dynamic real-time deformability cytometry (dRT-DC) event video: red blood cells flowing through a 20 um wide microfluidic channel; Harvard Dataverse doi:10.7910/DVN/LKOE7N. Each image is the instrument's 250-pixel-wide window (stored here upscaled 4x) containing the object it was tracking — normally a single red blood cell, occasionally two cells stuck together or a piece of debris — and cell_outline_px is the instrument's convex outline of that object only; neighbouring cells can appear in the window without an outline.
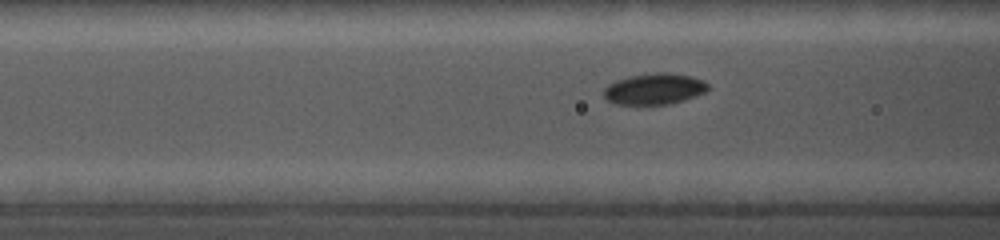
{"species": "common noctule bat (a hibernating species)", "species_latin": "Nyctalus noctula", "temperature_condition": "cold", "stored_images_in_passage": 47, "camera_frame_rate_fps": 5000, "um_per_image_px": 0.085, "animal": {"sex": "female", "body_mass_g": 19.0, "forearm_length_mm": 56.7}, "frame": {"image": 1, "passage_image": 12, "time_ms": 5.2, "image_size_px": [1000, 240], "cell_outline_px": [[708, 88], [704, 92], [684, 100], [668, 104], [616, 104], [608, 100], [604, 96], [604, 88], [608, 84], [616, 80], [632, 76], [660, 72], [668, 72], [692, 76], [704, 80], [708, 84]], "centroid_in_image_um": [55.63, 7.55], "position_along_channel_um": 111.0, "area_um2": 18.73}}
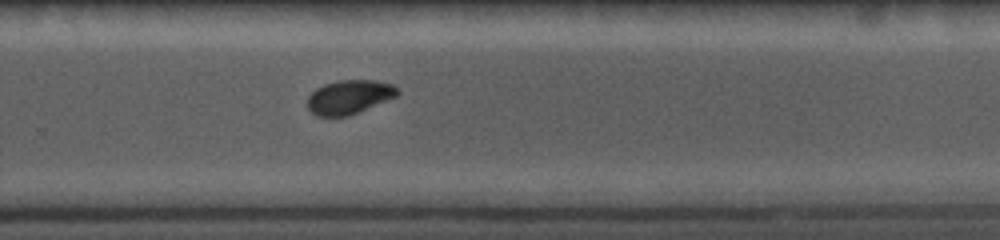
{"frame": {"image": 2, "passage_image": 26, "time_ms": 10.2, "image_size_px": [1000, 240], "cell_outline_px": [[400, 92], [396, 96], [348, 116], [316, 116], [308, 108], [308, 96], [316, 88], [324, 84], [340, 80], [376, 80], [392, 84]], "centroid_in_image_um": [29.66, 8.23], "position_along_channel_um": 300.1, "area_um2": 17.63}}
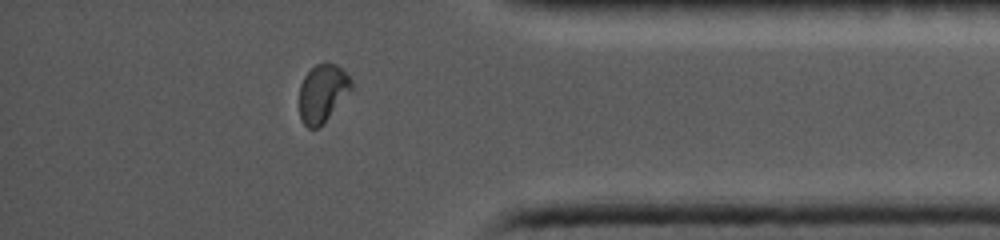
{"frame": {"image": 3, "passage_image": 39, "time_ms": 13.2, "image_size_px": [1000, 240], "cell_outline_px": [[352, 88], [320, 128], [308, 128], [300, 120], [300, 84], [304, 76], [316, 64], [324, 60], [328, 60], [336, 64], [352, 80]], "centroid_in_image_um": [27.4, 7.9], "position_along_channel_um": 407.8, "area_um2": 17.63}}